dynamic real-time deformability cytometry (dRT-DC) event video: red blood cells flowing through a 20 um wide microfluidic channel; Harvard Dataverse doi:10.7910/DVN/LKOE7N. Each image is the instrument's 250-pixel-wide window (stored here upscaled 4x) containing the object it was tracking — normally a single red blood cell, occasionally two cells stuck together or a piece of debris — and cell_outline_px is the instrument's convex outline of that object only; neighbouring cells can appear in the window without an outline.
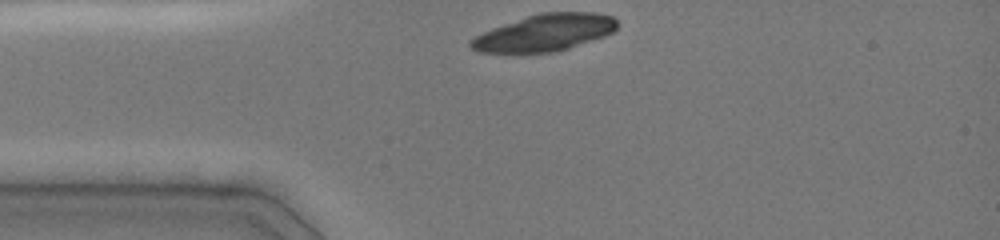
{"species": "common noctule bat (a hibernating species)", "species_latin": "Nyctalus noctula", "temperature_condition": "cold", "stored_images_in_passage": 30, "camera_frame_rate_fps": 3000, "um_per_image_px": 0.085, "animal": {"sex": "female", "body_mass_g": 19.0, "forearm_length_mm": 51.5}, "frame": {"image": 1, "passage_image": 1, "time_ms": 0.0, "image_size_px": [1000, 240], "cell_outline_px": [[620, 24], [612, 32], [604, 36], [568, 48], [552, 52], [480, 52], [472, 48], [468, 44], [468, 40], [492, 28], [540, 12], [596, 12], [612, 16]], "centroid_in_image_um": [46.33, 2.76], "position_along_channel_um": 38.7, "area_um2": 31.1}}